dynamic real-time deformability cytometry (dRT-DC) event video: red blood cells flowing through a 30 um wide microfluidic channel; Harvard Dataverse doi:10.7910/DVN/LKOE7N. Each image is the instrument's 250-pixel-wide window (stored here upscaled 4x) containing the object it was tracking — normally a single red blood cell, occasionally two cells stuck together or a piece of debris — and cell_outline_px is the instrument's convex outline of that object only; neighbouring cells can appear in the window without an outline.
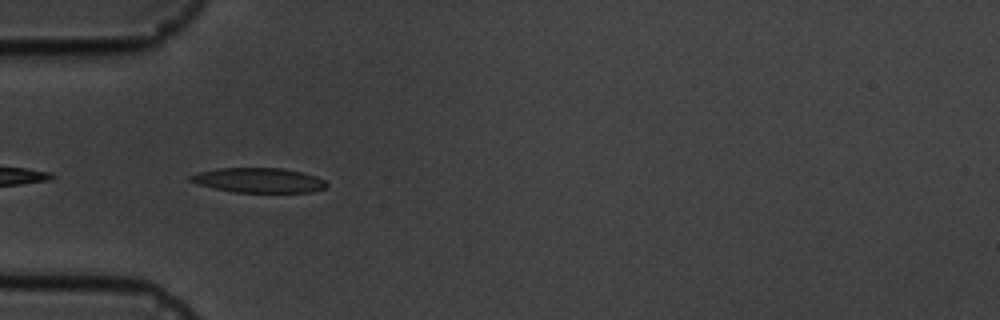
{"species": "common noctule bat (a hibernating species)", "species_latin": "Nyctalus noctula", "temperature_condition": "cold", "stored_images_in_passage": 14, "camera_frame_rate_fps": 3000, "um_per_image_px": 0.085, "animal": {"sex": "male", "body_mass_g": 19.5, "forearm_length_mm": 54.6}, "frame": {"image": 1, "passage_image": 4, "time_ms": 4.0, "image_size_px": [1000, 320], "cell_outline_px": [[328, 184], [324, 188], [312, 192], [232, 192], [200, 184], [188, 180], [188, 176], [200, 172], [220, 168], [284, 168], [316, 176], [324, 180]], "centroid_in_image_um": [22.01, 15.32], "position_along_channel_um": 63.0, "area_um2": 19.42}}
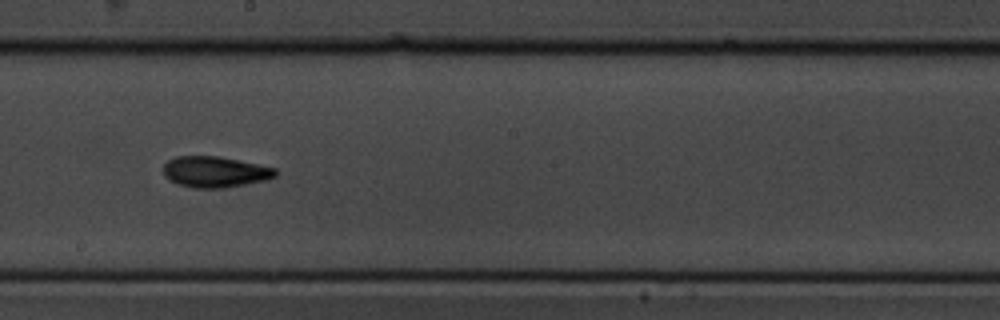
{"frame": {"image": 2, "passage_image": 8, "time_ms": 8.667, "image_size_px": [1000, 320], "cell_outline_px": [[276, 176], [264, 180], [224, 188], [192, 188], [168, 180], [164, 176], [164, 164], [168, 160], [176, 156], [216, 156], [276, 168]], "centroid_in_image_um": [18.23, 14.61], "position_along_channel_um": 230.0, "area_um2": 20.0}}
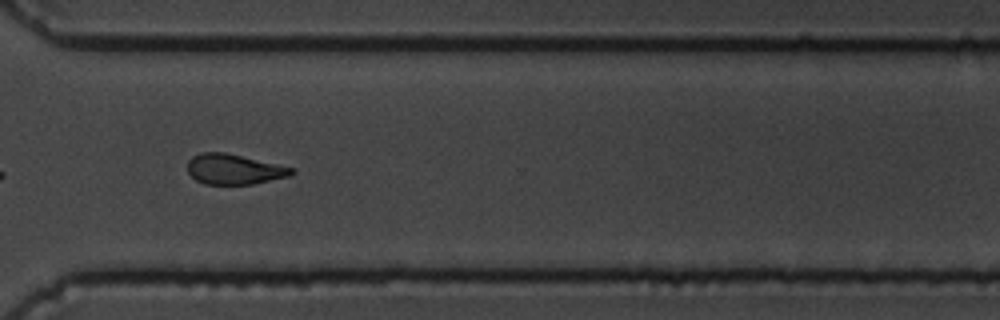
{"frame": {"image": 3, "passage_image": 11, "time_ms": 12.0, "image_size_px": [1000, 320], "cell_outline_px": [[296, 172], [288, 176], [252, 184], [204, 184], [196, 180], [188, 172], [188, 160], [192, 156], [200, 152], [224, 152], [276, 164], [292, 168]], "centroid_in_image_um": [19.84, 14.38], "position_along_channel_um": 350.8, "area_um2": 18.09}, "authors_computed_cell_mechanics": {"area_um2": 19.5942, "velocity_mm_per_s": 3.6305, "shape_relaxation_time_tau1_ms": 3.3734, "shape_relaxation_time_tau2_ms": 9.4358, "deformation_change_tau1": 0.0996, "deformation_change_tau2": 0.1841}}